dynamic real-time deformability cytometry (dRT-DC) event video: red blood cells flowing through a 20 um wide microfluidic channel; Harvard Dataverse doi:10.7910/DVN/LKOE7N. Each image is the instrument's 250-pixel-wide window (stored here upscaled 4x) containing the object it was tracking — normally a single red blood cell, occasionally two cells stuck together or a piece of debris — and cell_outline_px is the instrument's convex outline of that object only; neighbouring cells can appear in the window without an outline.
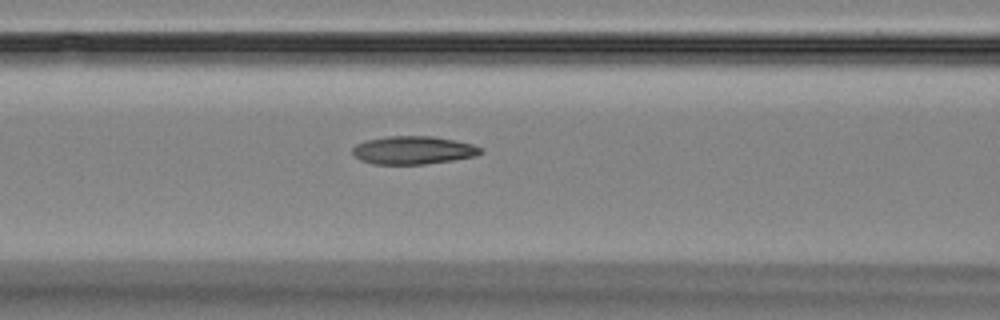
{"species": "Egyptian fruit bat (a non-hibernating species)", "species_latin": "Rousettus aegyptiacus", "temperature_condition": "room temperature", "stored_images_in_passage": 8, "camera_frame_rate_fps": 3000, "um_per_image_px": 0.085, "animal": {"sex": "female"}, "frame": {"image": 1, "passage_image": 8, "time_ms": 9.0, "image_size_px": [1000, 320], "cell_outline_px": [[484, 152], [476, 156], [452, 160], [424, 164], [372, 164], [360, 160], [352, 156], [352, 148], [356, 144], [368, 140], [388, 136], [432, 136], [472, 144], [480, 148]], "centroid_in_image_um": [35.08, 12.77], "position_along_channel_um": 131.5, "area_um2": 20.92}}